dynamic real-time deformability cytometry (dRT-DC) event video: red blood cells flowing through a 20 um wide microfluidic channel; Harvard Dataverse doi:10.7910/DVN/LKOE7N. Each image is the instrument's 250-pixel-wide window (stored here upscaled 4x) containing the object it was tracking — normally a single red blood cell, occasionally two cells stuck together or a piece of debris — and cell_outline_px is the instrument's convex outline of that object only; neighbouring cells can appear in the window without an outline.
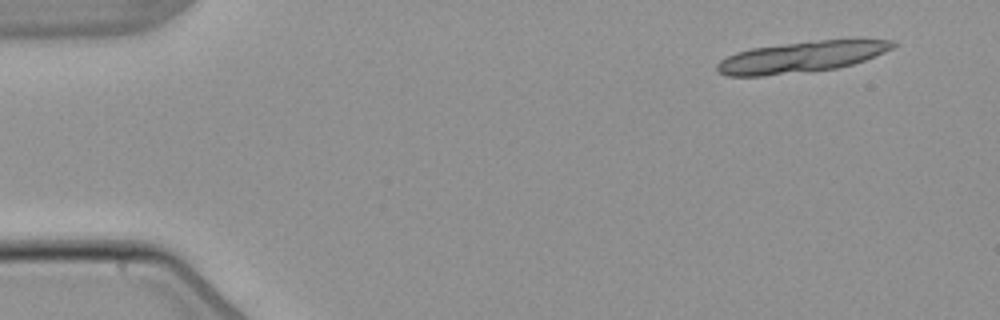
{"species": "common noctule bat (a hibernating species)", "species_latin": "Nyctalus noctula", "temperature_condition": "warm", "stored_images_in_passage": 5, "camera_frame_rate_fps": 3000, "um_per_image_px": 0.085, "animal": {"sex": "male", "body_mass_g": 21.5, "forearm_length_mm": 52.0}, "frame": {"image": 1, "passage_image": 1, "time_ms": 0.0, "image_size_px": [1000, 320], "cell_outline_px": [[896, 44], [892, 48], [884, 52], [864, 60], [852, 64], [836, 68], [760, 76], [724, 76], [716, 68], [716, 64], [720, 60], [736, 52], [752, 48], [784, 44], [820, 40], [892, 40]], "centroid_in_image_um": [68.05, 4.85], "position_along_channel_um": 16.9, "area_um2": 31.15}}